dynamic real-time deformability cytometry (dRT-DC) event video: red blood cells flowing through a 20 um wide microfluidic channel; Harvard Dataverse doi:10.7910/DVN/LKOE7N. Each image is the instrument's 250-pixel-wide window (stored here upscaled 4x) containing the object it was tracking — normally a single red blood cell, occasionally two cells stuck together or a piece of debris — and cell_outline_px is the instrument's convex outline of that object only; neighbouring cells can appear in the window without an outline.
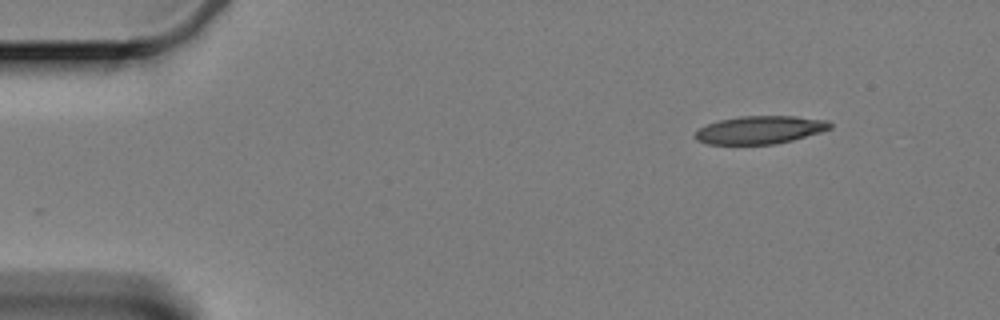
{"species": "Egyptian fruit bat (a non-hibernating species)", "species_latin": "Rousettus aegyptiacus", "temperature_condition": "cold", "stored_images_in_passage": 21, "camera_frame_rate_fps": 3000, "um_per_image_px": 0.085, "animal": {"sex": "female"}, "frame": {"image": 1, "passage_image": 1, "time_ms": 0.0, "image_size_px": [1000, 320], "cell_outline_px": [[832, 128], [820, 132], [792, 140], [772, 144], [708, 144], [696, 140], [692, 136], [700, 128], [708, 124], [720, 120], [740, 116], [796, 116], [828, 120], [832, 124]], "centroid_in_image_um": [64.6, 11.03], "position_along_channel_um": 20.4, "area_um2": 21.91}}
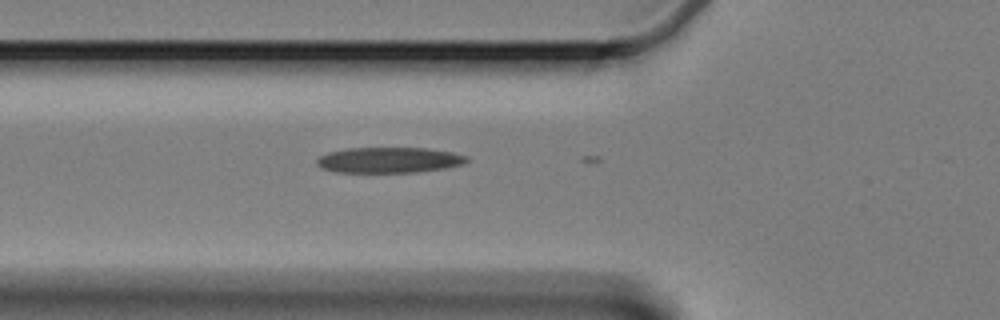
{"frame": {"image": 2, "passage_image": 15, "time_ms": 4.667, "image_size_px": [1000, 320], "cell_outline_px": [[468, 160], [464, 164], [444, 168], [416, 172], [336, 172], [320, 168], [316, 164], [316, 160], [320, 156], [328, 152], [348, 148], [428, 148], [452, 152], [468, 156]], "centroid_in_image_um": [33.06, 13.6], "position_along_channel_um": 92.7, "area_um2": 22.43}}
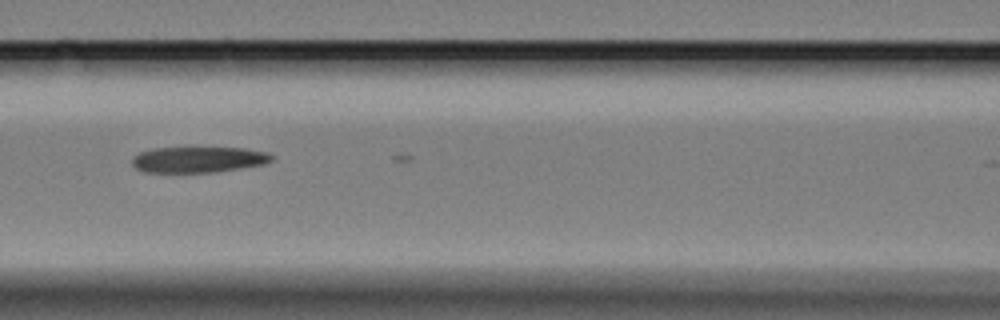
{"frame": {"image": 3, "passage_image": 20, "time_ms": 6.333, "image_size_px": [1000, 320], "cell_outline_px": [[272, 160], [264, 164], [216, 172], [144, 172], [136, 168], [132, 164], [132, 156], [140, 152], [156, 148], [244, 148], [268, 152], [272, 156]], "centroid_in_image_um": [16.85, 13.56], "position_along_channel_um": 149.7, "area_um2": 20.92}}